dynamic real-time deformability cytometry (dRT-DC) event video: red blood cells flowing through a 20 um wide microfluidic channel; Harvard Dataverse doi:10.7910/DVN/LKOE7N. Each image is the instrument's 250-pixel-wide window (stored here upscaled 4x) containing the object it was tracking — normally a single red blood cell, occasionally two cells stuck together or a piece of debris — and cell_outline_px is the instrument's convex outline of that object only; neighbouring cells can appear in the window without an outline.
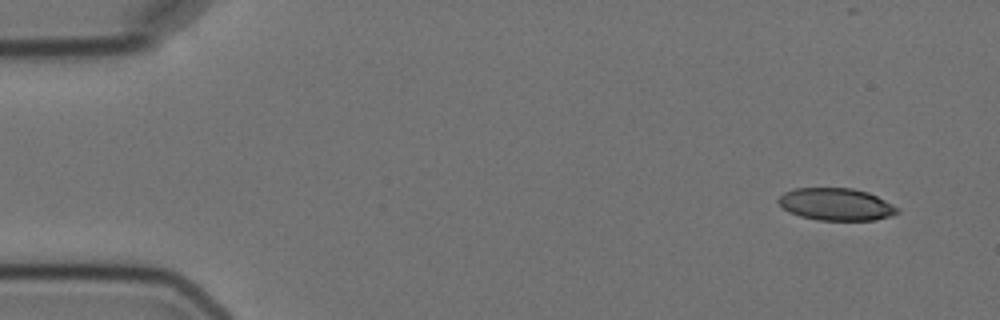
{"species": "Egyptian fruit bat (a non-hibernating species)", "species_latin": "Rousettus aegyptiacus", "temperature_condition": "cold", "stored_images_in_passage": 5, "camera_frame_rate_fps": 3000, "um_per_image_px": 0.085, "animal": {"sex": "female"}, "frame": {"image": 1, "passage_image": 1, "time_ms": 0.0, "image_size_px": [1000, 320], "cell_outline_px": [[900, 212], [876, 220], [816, 220], [800, 216], [788, 212], [776, 200], [784, 192], [792, 188], [852, 188], [868, 192], [900, 208]], "centroid_in_image_um": [71.05, 17.36], "position_along_channel_um": 14.0, "area_um2": 22.43}}
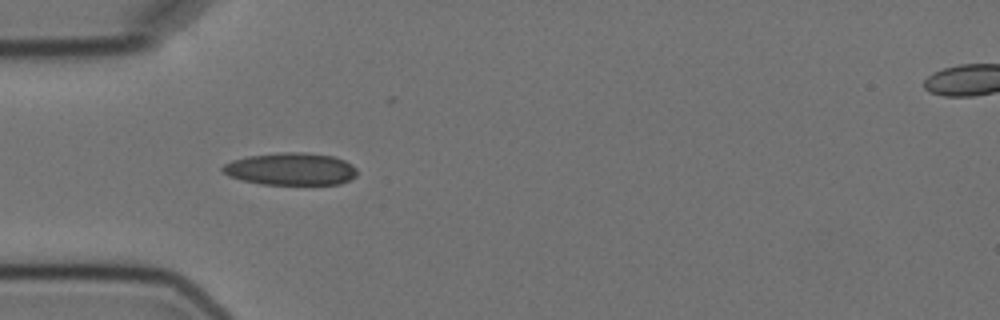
{"frame": {"image": 2, "passage_image": 4, "time_ms": 4.333, "image_size_px": [1000, 320], "cell_outline_px": [[356, 176], [340, 184], [260, 184], [228, 176], [220, 168], [224, 164], [232, 160], [248, 156], [280, 152], [304, 152], [332, 156], [344, 160], [352, 164], [356, 168]], "centroid_in_image_um": [24.71, 14.36], "position_along_channel_um": 60.3, "area_um2": 25.32}}
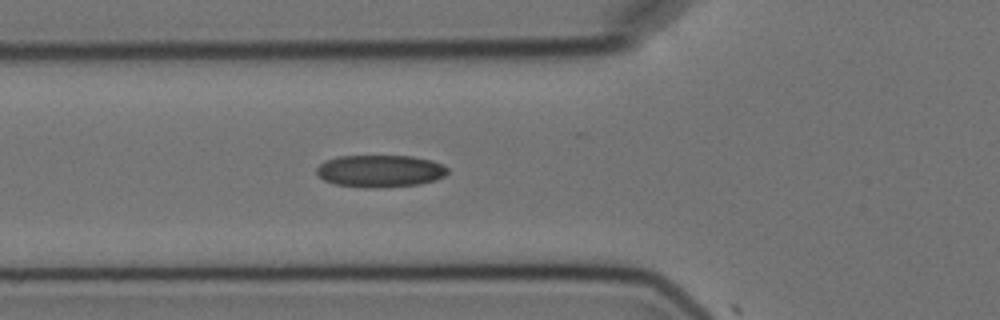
{"frame": {"image": 3, "passage_image": 5, "time_ms": 5.333, "image_size_px": [1000, 320], "cell_outline_px": [[448, 172], [444, 176], [436, 180], [420, 184], [380, 188], [364, 188], [336, 184], [324, 180], [316, 172], [316, 168], [324, 160], [336, 156], [412, 156], [432, 160], [444, 164], [448, 168]], "centroid_in_image_um": [32.32, 14.54], "position_along_channel_um": 93.5, "area_um2": 24.91}}